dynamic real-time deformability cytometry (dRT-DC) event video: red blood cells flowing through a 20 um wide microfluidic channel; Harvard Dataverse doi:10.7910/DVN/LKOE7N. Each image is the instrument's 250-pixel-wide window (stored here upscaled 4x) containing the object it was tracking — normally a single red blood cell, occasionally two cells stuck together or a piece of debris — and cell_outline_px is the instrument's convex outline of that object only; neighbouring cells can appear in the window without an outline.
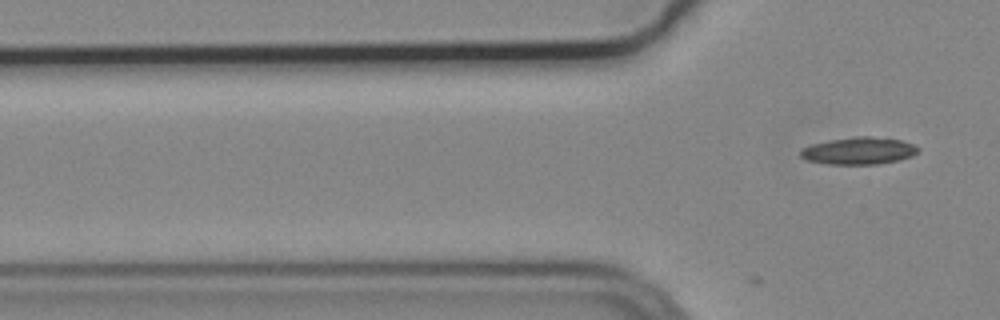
{"species": "common noctule bat (a hibernating species)", "species_latin": "Nyctalus noctula", "temperature_condition": "cold", "stored_images_in_passage": 6, "camera_frame_rate_fps": 3000, "um_per_image_px": 0.085, "animal": {"sex": "male", "body_mass_g": 19.2, "forearm_length_mm": 51.8}, "frame": {"image": 1, "passage_image": 6, "time_ms": 1.667, "image_size_px": [1000, 320], "cell_outline_px": [[920, 148], [912, 156], [900, 160], [880, 164], [828, 164], [804, 160], [800, 156], [800, 148], [812, 144], [828, 140], [856, 136], [868, 136], [900, 140], [912, 144]], "centroid_in_image_um": [72.95, 12.82], "position_along_channel_um": 52.8, "area_um2": 18.73}}